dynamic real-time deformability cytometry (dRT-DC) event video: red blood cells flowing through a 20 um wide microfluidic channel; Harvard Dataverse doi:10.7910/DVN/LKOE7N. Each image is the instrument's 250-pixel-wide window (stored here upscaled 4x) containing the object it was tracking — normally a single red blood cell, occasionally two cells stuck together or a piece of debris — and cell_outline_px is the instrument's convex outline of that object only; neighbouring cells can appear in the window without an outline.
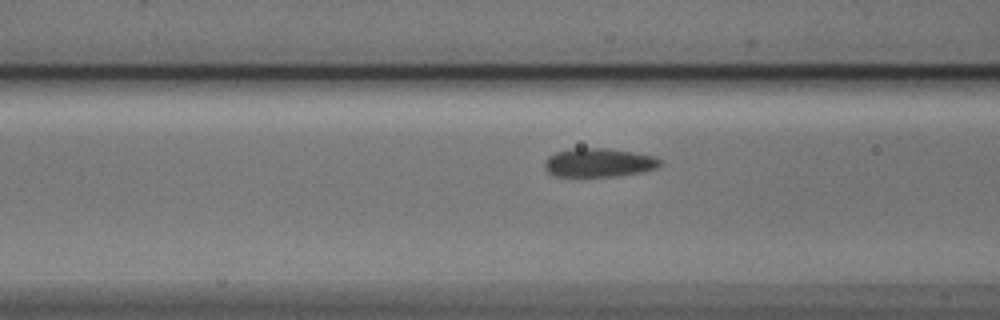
{"species": "Egyptian fruit bat (a non-hibernating species)", "species_latin": "Rousettus aegyptiacus", "temperature_condition": "cold", "stored_images_in_passage": 21, "camera_frame_rate_fps": 3000, "um_per_image_px": 0.085, "animal": {"sex": "male"}, "frame": {"image": 1, "passage_image": 19, "time_ms": 6.0, "image_size_px": [1000, 320], "cell_outline_px": [[660, 164], [656, 168], [616, 176], [556, 176], [548, 172], [544, 168], [544, 160], [548, 156], [556, 152], [568, 148], [604, 148], [632, 152], [656, 156], [660, 160]], "centroid_in_image_um": [50.83, 13.81], "position_along_channel_um": 115.8, "area_um2": 19.19}}